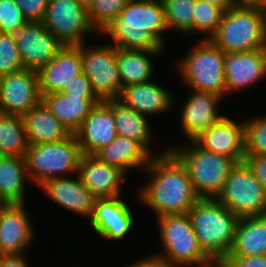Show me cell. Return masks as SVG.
<instances>
[{
  "instance_id": "obj_10",
  "label": "cell",
  "mask_w": 266,
  "mask_h": 267,
  "mask_svg": "<svg viewBox=\"0 0 266 267\" xmlns=\"http://www.w3.org/2000/svg\"><path fill=\"white\" fill-rule=\"evenodd\" d=\"M117 47L106 44L99 47H86L81 44L83 73L88 77L95 95L101 101L118 99L122 83L116 61Z\"/></svg>"
},
{
  "instance_id": "obj_46",
  "label": "cell",
  "mask_w": 266,
  "mask_h": 267,
  "mask_svg": "<svg viewBox=\"0 0 266 267\" xmlns=\"http://www.w3.org/2000/svg\"><path fill=\"white\" fill-rule=\"evenodd\" d=\"M234 1H235V5H239V6L259 7L263 3V0H234Z\"/></svg>"
},
{
  "instance_id": "obj_41",
  "label": "cell",
  "mask_w": 266,
  "mask_h": 267,
  "mask_svg": "<svg viewBox=\"0 0 266 267\" xmlns=\"http://www.w3.org/2000/svg\"><path fill=\"white\" fill-rule=\"evenodd\" d=\"M227 267H266V255L258 256H225Z\"/></svg>"
},
{
  "instance_id": "obj_14",
  "label": "cell",
  "mask_w": 266,
  "mask_h": 267,
  "mask_svg": "<svg viewBox=\"0 0 266 267\" xmlns=\"http://www.w3.org/2000/svg\"><path fill=\"white\" fill-rule=\"evenodd\" d=\"M83 155H95L117 136L112 100L101 101L74 133Z\"/></svg>"
},
{
  "instance_id": "obj_7",
  "label": "cell",
  "mask_w": 266,
  "mask_h": 267,
  "mask_svg": "<svg viewBox=\"0 0 266 267\" xmlns=\"http://www.w3.org/2000/svg\"><path fill=\"white\" fill-rule=\"evenodd\" d=\"M225 53L210 39H203L180 59L179 75L192 90L226 95Z\"/></svg>"
},
{
  "instance_id": "obj_30",
  "label": "cell",
  "mask_w": 266,
  "mask_h": 267,
  "mask_svg": "<svg viewBox=\"0 0 266 267\" xmlns=\"http://www.w3.org/2000/svg\"><path fill=\"white\" fill-rule=\"evenodd\" d=\"M117 135L140 142L149 152L151 139L150 123L147 117L125 106L118 99L112 100Z\"/></svg>"
},
{
  "instance_id": "obj_11",
  "label": "cell",
  "mask_w": 266,
  "mask_h": 267,
  "mask_svg": "<svg viewBox=\"0 0 266 267\" xmlns=\"http://www.w3.org/2000/svg\"><path fill=\"white\" fill-rule=\"evenodd\" d=\"M42 23L63 45H81L84 36L96 33L88 10L76 0H49Z\"/></svg>"
},
{
  "instance_id": "obj_38",
  "label": "cell",
  "mask_w": 266,
  "mask_h": 267,
  "mask_svg": "<svg viewBox=\"0 0 266 267\" xmlns=\"http://www.w3.org/2000/svg\"><path fill=\"white\" fill-rule=\"evenodd\" d=\"M61 92L67 96L99 99L93 91L90 80L84 73L73 77V80Z\"/></svg>"
},
{
  "instance_id": "obj_28",
  "label": "cell",
  "mask_w": 266,
  "mask_h": 267,
  "mask_svg": "<svg viewBox=\"0 0 266 267\" xmlns=\"http://www.w3.org/2000/svg\"><path fill=\"white\" fill-rule=\"evenodd\" d=\"M28 179L25 157L0 155V198L6 205L25 204Z\"/></svg>"
},
{
  "instance_id": "obj_19",
  "label": "cell",
  "mask_w": 266,
  "mask_h": 267,
  "mask_svg": "<svg viewBox=\"0 0 266 267\" xmlns=\"http://www.w3.org/2000/svg\"><path fill=\"white\" fill-rule=\"evenodd\" d=\"M37 73L41 95L61 92L73 77L83 73L81 45H64Z\"/></svg>"
},
{
  "instance_id": "obj_18",
  "label": "cell",
  "mask_w": 266,
  "mask_h": 267,
  "mask_svg": "<svg viewBox=\"0 0 266 267\" xmlns=\"http://www.w3.org/2000/svg\"><path fill=\"white\" fill-rule=\"evenodd\" d=\"M226 94L242 91L266 76V48L225 53Z\"/></svg>"
},
{
  "instance_id": "obj_3",
  "label": "cell",
  "mask_w": 266,
  "mask_h": 267,
  "mask_svg": "<svg viewBox=\"0 0 266 267\" xmlns=\"http://www.w3.org/2000/svg\"><path fill=\"white\" fill-rule=\"evenodd\" d=\"M200 247L210 258H224L234 244L239 218L217 199L200 198L189 210Z\"/></svg>"
},
{
  "instance_id": "obj_25",
  "label": "cell",
  "mask_w": 266,
  "mask_h": 267,
  "mask_svg": "<svg viewBox=\"0 0 266 267\" xmlns=\"http://www.w3.org/2000/svg\"><path fill=\"white\" fill-rule=\"evenodd\" d=\"M22 118L28 144L56 143L72 134L42 101Z\"/></svg>"
},
{
  "instance_id": "obj_45",
  "label": "cell",
  "mask_w": 266,
  "mask_h": 267,
  "mask_svg": "<svg viewBox=\"0 0 266 267\" xmlns=\"http://www.w3.org/2000/svg\"><path fill=\"white\" fill-rule=\"evenodd\" d=\"M203 1H206L213 6L222 7L225 10L235 5L234 0H203Z\"/></svg>"
},
{
  "instance_id": "obj_40",
  "label": "cell",
  "mask_w": 266,
  "mask_h": 267,
  "mask_svg": "<svg viewBox=\"0 0 266 267\" xmlns=\"http://www.w3.org/2000/svg\"><path fill=\"white\" fill-rule=\"evenodd\" d=\"M243 162L253 172L266 195V154H245Z\"/></svg>"
},
{
  "instance_id": "obj_21",
  "label": "cell",
  "mask_w": 266,
  "mask_h": 267,
  "mask_svg": "<svg viewBox=\"0 0 266 267\" xmlns=\"http://www.w3.org/2000/svg\"><path fill=\"white\" fill-rule=\"evenodd\" d=\"M193 92L184 103L180 118L181 129L188 140H194L225 116L217 110L222 97L210 92Z\"/></svg>"
},
{
  "instance_id": "obj_12",
  "label": "cell",
  "mask_w": 266,
  "mask_h": 267,
  "mask_svg": "<svg viewBox=\"0 0 266 267\" xmlns=\"http://www.w3.org/2000/svg\"><path fill=\"white\" fill-rule=\"evenodd\" d=\"M42 100L38 73L23 69L0 77V113L23 116Z\"/></svg>"
},
{
  "instance_id": "obj_37",
  "label": "cell",
  "mask_w": 266,
  "mask_h": 267,
  "mask_svg": "<svg viewBox=\"0 0 266 267\" xmlns=\"http://www.w3.org/2000/svg\"><path fill=\"white\" fill-rule=\"evenodd\" d=\"M27 22L15 0H0V33L14 34Z\"/></svg>"
},
{
  "instance_id": "obj_20",
  "label": "cell",
  "mask_w": 266,
  "mask_h": 267,
  "mask_svg": "<svg viewBox=\"0 0 266 267\" xmlns=\"http://www.w3.org/2000/svg\"><path fill=\"white\" fill-rule=\"evenodd\" d=\"M126 173L120 168L108 165L95 155H83L77 170L80 181L97 199L121 196V183Z\"/></svg>"
},
{
  "instance_id": "obj_34",
  "label": "cell",
  "mask_w": 266,
  "mask_h": 267,
  "mask_svg": "<svg viewBox=\"0 0 266 267\" xmlns=\"http://www.w3.org/2000/svg\"><path fill=\"white\" fill-rule=\"evenodd\" d=\"M129 0H93L88 8L91 26L100 35L105 28L120 14Z\"/></svg>"
},
{
  "instance_id": "obj_47",
  "label": "cell",
  "mask_w": 266,
  "mask_h": 267,
  "mask_svg": "<svg viewBox=\"0 0 266 267\" xmlns=\"http://www.w3.org/2000/svg\"><path fill=\"white\" fill-rule=\"evenodd\" d=\"M80 5L85 7L87 10L92 5L93 0H76Z\"/></svg>"
},
{
  "instance_id": "obj_15",
  "label": "cell",
  "mask_w": 266,
  "mask_h": 267,
  "mask_svg": "<svg viewBox=\"0 0 266 267\" xmlns=\"http://www.w3.org/2000/svg\"><path fill=\"white\" fill-rule=\"evenodd\" d=\"M133 216L131 207L121 196L96 199L89 223L100 237L114 241L123 239L132 230Z\"/></svg>"
},
{
  "instance_id": "obj_36",
  "label": "cell",
  "mask_w": 266,
  "mask_h": 267,
  "mask_svg": "<svg viewBox=\"0 0 266 267\" xmlns=\"http://www.w3.org/2000/svg\"><path fill=\"white\" fill-rule=\"evenodd\" d=\"M23 69L14 35L0 33V77Z\"/></svg>"
},
{
  "instance_id": "obj_32",
  "label": "cell",
  "mask_w": 266,
  "mask_h": 267,
  "mask_svg": "<svg viewBox=\"0 0 266 267\" xmlns=\"http://www.w3.org/2000/svg\"><path fill=\"white\" fill-rule=\"evenodd\" d=\"M168 30L177 29L184 35H192L195 0H162Z\"/></svg>"
},
{
  "instance_id": "obj_35",
  "label": "cell",
  "mask_w": 266,
  "mask_h": 267,
  "mask_svg": "<svg viewBox=\"0 0 266 267\" xmlns=\"http://www.w3.org/2000/svg\"><path fill=\"white\" fill-rule=\"evenodd\" d=\"M245 154H266V116L244 120Z\"/></svg>"
},
{
  "instance_id": "obj_31",
  "label": "cell",
  "mask_w": 266,
  "mask_h": 267,
  "mask_svg": "<svg viewBox=\"0 0 266 267\" xmlns=\"http://www.w3.org/2000/svg\"><path fill=\"white\" fill-rule=\"evenodd\" d=\"M28 146L22 116L0 113V155L25 157Z\"/></svg>"
},
{
  "instance_id": "obj_23",
  "label": "cell",
  "mask_w": 266,
  "mask_h": 267,
  "mask_svg": "<svg viewBox=\"0 0 266 267\" xmlns=\"http://www.w3.org/2000/svg\"><path fill=\"white\" fill-rule=\"evenodd\" d=\"M169 92L163 86L148 81L123 87L118 100L143 116L157 115L172 109L174 101Z\"/></svg>"
},
{
  "instance_id": "obj_6",
  "label": "cell",
  "mask_w": 266,
  "mask_h": 267,
  "mask_svg": "<svg viewBox=\"0 0 266 267\" xmlns=\"http://www.w3.org/2000/svg\"><path fill=\"white\" fill-rule=\"evenodd\" d=\"M82 156L75 134L56 143L29 144L25 155L29 181L39 187L49 179L76 174Z\"/></svg>"
},
{
  "instance_id": "obj_26",
  "label": "cell",
  "mask_w": 266,
  "mask_h": 267,
  "mask_svg": "<svg viewBox=\"0 0 266 267\" xmlns=\"http://www.w3.org/2000/svg\"><path fill=\"white\" fill-rule=\"evenodd\" d=\"M44 105L74 134L100 99L67 96L62 92L42 95Z\"/></svg>"
},
{
  "instance_id": "obj_16",
  "label": "cell",
  "mask_w": 266,
  "mask_h": 267,
  "mask_svg": "<svg viewBox=\"0 0 266 267\" xmlns=\"http://www.w3.org/2000/svg\"><path fill=\"white\" fill-rule=\"evenodd\" d=\"M29 216L24 204L5 205L0 209V256L23 254L30 247L35 235Z\"/></svg>"
},
{
  "instance_id": "obj_13",
  "label": "cell",
  "mask_w": 266,
  "mask_h": 267,
  "mask_svg": "<svg viewBox=\"0 0 266 267\" xmlns=\"http://www.w3.org/2000/svg\"><path fill=\"white\" fill-rule=\"evenodd\" d=\"M13 35L25 69L38 71L64 46L42 22L29 21Z\"/></svg>"
},
{
  "instance_id": "obj_8",
  "label": "cell",
  "mask_w": 266,
  "mask_h": 267,
  "mask_svg": "<svg viewBox=\"0 0 266 267\" xmlns=\"http://www.w3.org/2000/svg\"><path fill=\"white\" fill-rule=\"evenodd\" d=\"M156 219L165 255L154 256L170 267L194 266L210 259L199 245L188 213L164 215Z\"/></svg>"
},
{
  "instance_id": "obj_49",
  "label": "cell",
  "mask_w": 266,
  "mask_h": 267,
  "mask_svg": "<svg viewBox=\"0 0 266 267\" xmlns=\"http://www.w3.org/2000/svg\"><path fill=\"white\" fill-rule=\"evenodd\" d=\"M6 204L2 201V199L0 198V209L2 208V207H4Z\"/></svg>"
},
{
  "instance_id": "obj_22",
  "label": "cell",
  "mask_w": 266,
  "mask_h": 267,
  "mask_svg": "<svg viewBox=\"0 0 266 267\" xmlns=\"http://www.w3.org/2000/svg\"><path fill=\"white\" fill-rule=\"evenodd\" d=\"M41 190L59 204L65 210L85 216L90 220L94 212L96 197L92 192L77 178L59 177L45 181Z\"/></svg>"
},
{
  "instance_id": "obj_27",
  "label": "cell",
  "mask_w": 266,
  "mask_h": 267,
  "mask_svg": "<svg viewBox=\"0 0 266 267\" xmlns=\"http://www.w3.org/2000/svg\"><path fill=\"white\" fill-rule=\"evenodd\" d=\"M266 255V215L239 218L235 240L227 256Z\"/></svg>"
},
{
  "instance_id": "obj_1",
  "label": "cell",
  "mask_w": 266,
  "mask_h": 267,
  "mask_svg": "<svg viewBox=\"0 0 266 267\" xmlns=\"http://www.w3.org/2000/svg\"><path fill=\"white\" fill-rule=\"evenodd\" d=\"M163 151L154 156L143 170L152 178L139 189L138 197L155 211L157 218L187 214L200 198L185 166L170 150Z\"/></svg>"
},
{
  "instance_id": "obj_2",
  "label": "cell",
  "mask_w": 266,
  "mask_h": 267,
  "mask_svg": "<svg viewBox=\"0 0 266 267\" xmlns=\"http://www.w3.org/2000/svg\"><path fill=\"white\" fill-rule=\"evenodd\" d=\"M166 30L162 0H129L101 34L108 35L119 49L165 51L161 34Z\"/></svg>"
},
{
  "instance_id": "obj_48",
  "label": "cell",
  "mask_w": 266,
  "mask_h": 267,
  "mask_svg": "<svg viewBox=\"0 0 266 267\" xmlns=\"http://www.w3.org/2000/svg\"><path fill=\"white\" fill-rule=\"evenodd\" d=\"M259 8L266 13V0H263V3L259 6Z\"/></svg>"
},
{
  "instance_id": "obj_29",
  "label": "cell",
  "mask_w": 266,
  "mask_h": 267,
  "mask_svg": "<svg viewBox=\"0 0 266 267\" xmlns=\"http://www.w3.org/2000/svg\"><path fill=\"white\" fill-rule=\"evenodd\" d=\"M162 52L164 51H137L117 48L116 61L122 87L151 81L154 76V64L151 57L159 56Z\"/></svg>"
},
{
  "instance_id": "obj_24",
  "label": "cell",
  "mask_w": 266,
  "mask_h": 267,
  "mask_svg": "<svg viewBox=\"0 0 266 267\" xmlns=\"http://www.w3.org/2000/svg\"><path fill=\"white\" fill-rule=\"evenodd\" d=\"M156 154L150 153L134 139L117 135L109 145L102 147L95 156L108 165L120 168L127 174L131 168L145 169Z\"/></svg>"
},
{
  "instance_id": "obj_43",
  "label": "cell",
  "mask_w": 266,
  "mask_h": 267,
  "mask_svg": "<svg viewBox=\"0 0 266 267\" xmlns=\"http://www.w3.org/2000/svg\"><path fill=\"white\" fill-rule=\"evenodd\" d=\"M126 267H170L164 260L150 255L147 258L137 261L135 264L127 265Z\"/></svg>"
},
{
  "instance_id": "obj_44",
  "label": "cell",
  "mask_w": 266,
  "mask_h": 267,
  "mask_svg": "<svg viewBox=\"0 0 266 267\" xmlns=\"http://www.w3.org/2000/svg\"><path fill=\"white\" fill-rule=\"evenodd\" d=\"M197 267H227L222 258H210L206 262L195 265Z\"/></svg>"
},
{
  "instance_id": "obj_42",
  "label": "cell",
  "mask_w": 266,
  "mask_h": 267,
  "mask_svg": "<svg viewBox=\"0 0 266 267\" xmlns=\"http://www.w3.org/2000/svg\"><path fill=\"white\" fill-rule=\"evenodd\" d=\"M28 259L23 254H11L0 256V267H29Z\"/></svg>"
},
{
  "instance_id": "obj_39",
  "label": "cell",
  "mask_w": 266,
  "mask_h": 267,
  "mask_svg": "<svg viewBox=\"0 0 266 267\" xmlns=\"http://www.w3.org/2000/svg\"><path fill=\"white\" fill-rule=\"evenodd\" d=\"M22 10L24 17L29 21L42 22L49 0H15Z\"/></svg>"
},
{
  "instance_id": "obj_9",
  "label": "cell",
  "mask_w": 266,
  "mask_h": 267,
  "mask_svg": "<svg viewBox=\"0 0 266 267\" xmlns=\"http://www.w3.org/2000/svg\"><path fill=\"white\" fill-rule=\"evenodd\" d=\"M216 199L238 218L266 215V195L243 161L231 169Z\"/></svg>"
},
{
  "instance_id": "obj_17",
  "label": "cell",
  "mask_w": 266,
  "mask_h": 267,
  "mask_svg": "<svg viewBox=\"0 0 266 267\" xmlns=\"http://www.w3.org/2000/svg\"><path fill=\"white\" fill-rule=\"evenodd\" d=\"M204 149L242 162L245 155V127L226 115L194 139Z\"/></svg>"
},
{
  "instance_id": "obj_33",
  "label": "cell",
  "mask_w": 266,
  "mask_h": 267,
  "mask_svg": "<svg viewBox=\"0 0 266 267\" xmlns=\"http://www.w3.org/2000/svg\"><path fill=\"white\" fill-rule=\"evenodd\" d=\"M225 11L224 8L213 6L206 1L195 0L192 34L207 33L209 36L205 39H210L216 33Z\"/></svg>"
},
{
  "instance_id": "obj_4",
  "label": "cell",
  "mask_w": 266,
  "mask_h": 267,
  "mask_svg": "<svg viewBox=\"0 0 266 267\" xmlns=\"http://www.w3.org/2000/svg\"><path fill=\"white\" fill-rule=\"evenodd\" d=\"M210 40L224 53L266 48V13L257 6L234 5L224 12Z\"/></svg>"
},
{
  "instance_id": "obj_5",
  "label": "cell",
  "mask_w": 266,
  "mask_h": 267,
  "mask_svg": "<svg viewBox=\"0 0 266 267\" xmlns=\"http://www.w3.org/2000/svg\"><path fill=\"white\" fill-rule=\"evenodd\" d=\"M189 142L191 147L177 145L167 149L185 166L198 197L216 199L237 162L204 149L195 140Z\"/></svg>"
}]
</instances>
